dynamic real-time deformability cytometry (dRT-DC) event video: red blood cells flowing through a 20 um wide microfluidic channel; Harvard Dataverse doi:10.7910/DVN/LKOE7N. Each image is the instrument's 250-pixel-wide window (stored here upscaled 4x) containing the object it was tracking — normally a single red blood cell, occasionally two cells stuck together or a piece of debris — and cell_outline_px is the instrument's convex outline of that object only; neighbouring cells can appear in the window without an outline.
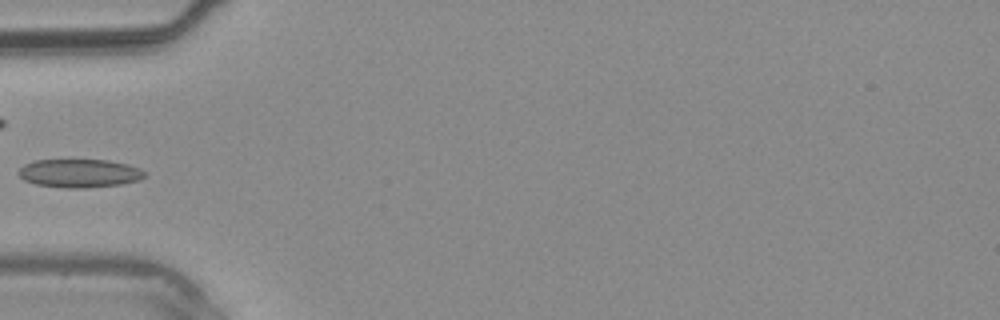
{"species": "common noctule bat (a hibernating species)", "species_latin": "Nyctalus noctula", "temperature_condition": "warm", "stored_images_in_passage": 5, "camera_frame_rate_fps": 3000, "um_per_image_px": 0.085, "animal": {"sex": "male", "body_mass_g": 20.4}, "frame": {"image": 1, "passage_image": 5, "time_ms": 4.667, "image_size_px": [1000, 320], "cell_outline_px": [[144, 176], [140, 180], [120, 184], [84, 188], [64, 188], [36, 184], [24, 180], [20, 176], [20, 168], [24, 164], [36, 160], [108, 160], [128, 164], [140, 168], [144, 172]], "centroid_in_image_um": [6.76, 14.72], "position_along_channel_um": 78.2, "area_um2": 20.75}}